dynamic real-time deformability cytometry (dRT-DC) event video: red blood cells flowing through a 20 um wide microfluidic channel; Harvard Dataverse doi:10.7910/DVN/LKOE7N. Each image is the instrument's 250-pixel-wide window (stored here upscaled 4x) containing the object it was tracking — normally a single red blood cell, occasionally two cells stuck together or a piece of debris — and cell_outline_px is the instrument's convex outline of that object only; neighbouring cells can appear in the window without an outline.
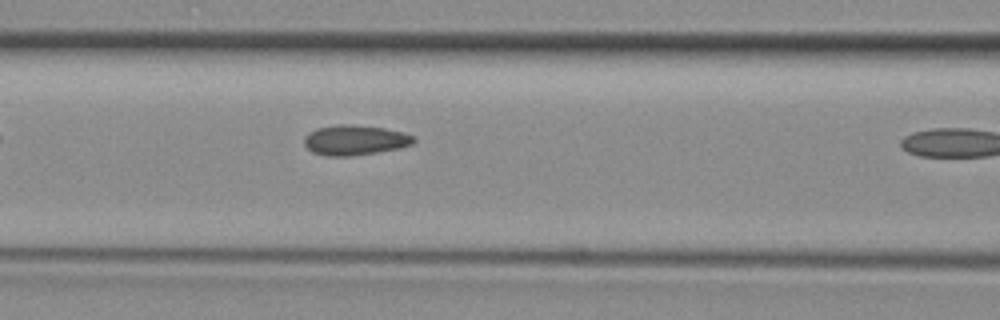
{"species": "common noctule bat (a hibernating species)", "species_latin": "Nyctalus noctula", "temperature_condition": "room temperature", "stored_images_in_passage": 6, "camera_frame_rate_fps": 3000, "um_per_image_px": 0.085, "animal": {"sex": "female", "body_mass_g": 29.2, "forearm_length_mm": 56.3}, "frame": {"image": 1, "passage_image": 5, "time_ms": 1.333, "image_size_px": [1000, 320], "cell_outline_px": [[416, 140], [412, 144], [400, 148], [352, 156], [328, 156], [312, 152], [304, 144], [304, 136], [308, 132], [316, 128], [340, 124], [348, 124], [384, 128], [404, 132], [412, 136]], "centroid_in_image_um": [30.14, 11.9], "position_along_channel_um": 136.5, "area_um2": 19.19}}